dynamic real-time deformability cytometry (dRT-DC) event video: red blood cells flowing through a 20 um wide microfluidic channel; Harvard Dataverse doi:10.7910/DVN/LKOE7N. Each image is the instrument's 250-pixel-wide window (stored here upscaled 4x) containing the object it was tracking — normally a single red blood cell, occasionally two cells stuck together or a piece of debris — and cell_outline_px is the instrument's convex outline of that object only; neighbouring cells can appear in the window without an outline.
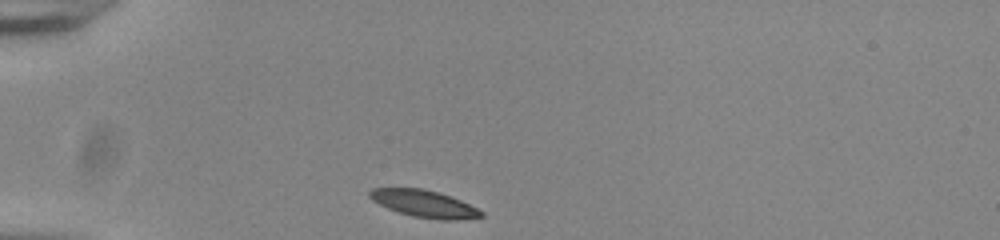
{"species": "common noctule bat (a hibernating species)", "species_latin": "Nyctalus noctula", "temperature_condition": "room temperature", "stored_images_in_passage": 32, "camera_frame_rate_fps": 3000, "um_per_image_px": 0.085, "animal": {"sex": "male", "body_mass_g": 20.0, "forearm_length_mm": 53.3}, "frame": {"image": 1, "passage_image": 1, "time_ms": 0.0, "image_size_px": [1000, 240], "cell_outline_px": [[484, 216], [456, 220], [440, 220], [412, 216], [388, 208], [372, 200], [368, 196], [368, 192], [372, 188], [424, 188], [460, 200], [484, 212]], "centroid_in_image_um": [36.04, 17.31], "position_along_channel_um": 49.0, "area_um2": 17.4}}
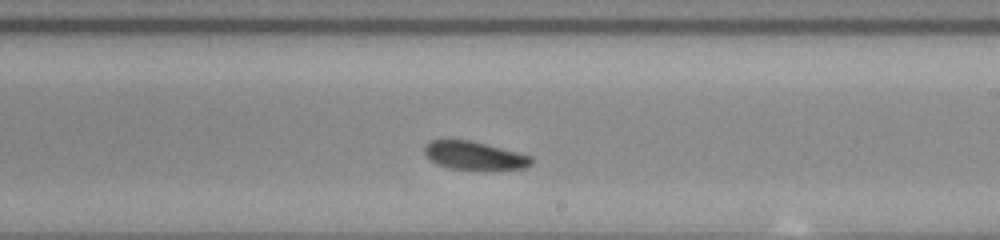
{"frame": {"image": 2, "passage_image": 19, "time_ms": 6.0, "image_size_px": [1000, 240], "cell_outline_px": [[536, 160], [532, 164], [524, 168], [452, 168], [436, 164], [424, 152], [424, 144], [432, 140], [472, 140], [532, 156]], "centroid_in_image_um": [40.33, 13.19], "position_along_channel_um": 248.7, "area_um2": 17.17}}
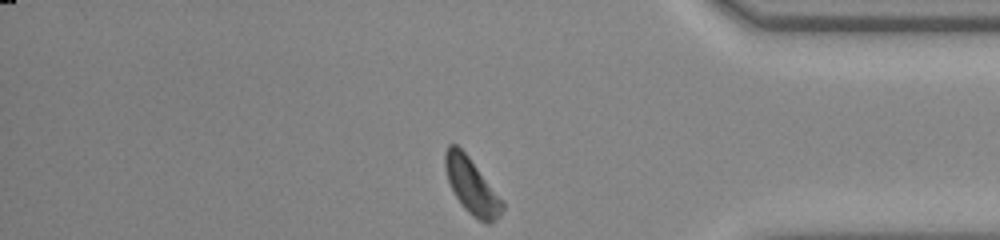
{"frame": {"image": 3, "passage_image": 32, "time_ms": 10.333, "image_size_px": [1000, 240], "cell_outline_px": [[504, 208], [500, 216], [496, 220], [488, 224], [472, 216], [464, 208], [456, 196], [448, 180], [444, 164], [444, 152], [448, 144], [456, 144], [468, 156], [504, 200]], "centroid_in_image_um": [40.11, 15.82], "position_along_channel_um": 395.1, "area_um2": 18.55}, "authors_computed_cell_mechanics": {"area_um2": 18.5827, "velocity_mm_per_s": 3.792, "shape_relaxation_time_tau1_ms": 1.1495, "shape_relaxation_time_tau2_ms": null, "deformation_change_tau1": 0.0801, "deformation_change_tau2": null}}